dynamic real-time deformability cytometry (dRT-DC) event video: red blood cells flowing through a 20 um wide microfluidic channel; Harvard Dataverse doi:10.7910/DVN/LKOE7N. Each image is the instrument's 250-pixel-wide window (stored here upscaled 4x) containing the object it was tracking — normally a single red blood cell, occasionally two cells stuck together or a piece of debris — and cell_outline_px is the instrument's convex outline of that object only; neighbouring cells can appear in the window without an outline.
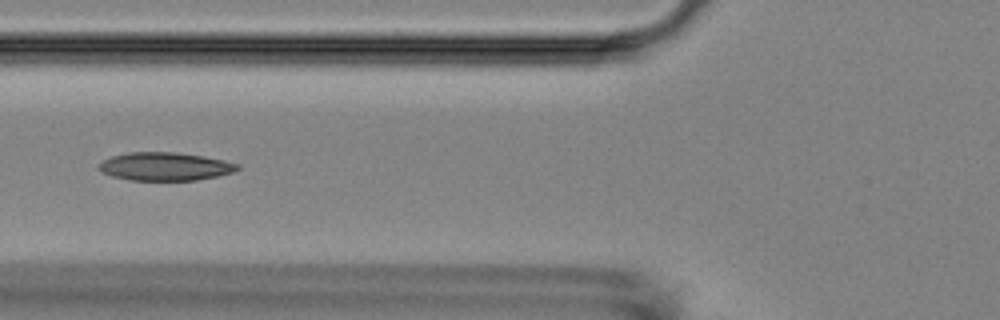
{"species": "Egyptian fruit bat (a non-hibernating species)", "species_latin": "Rousettus aegyptiacus", "temperature_condition": "room temperature", "stored_images_in_passage": 10, "camera_frame_rate_fps": 3000, "um_per_image_px": 0.085, "animal": {"sex": "female"}, "frame": {"image": 1, "passage_image": 6, "time_ms": 6.0, "image_size_px": [1000, 320], "cell_outline_px": [[240, 168], [232, 172], [216, 176], [196, 180], [128, 180], [112, 176], [100, 172], [96, 168], [104, 160], [112, 156], [128, 152], [176, 152], [204, 156], [224, 160], [240, 164]], "centroid_in_image_um": [14.01, 14.15], "position_along_channel_um": 111.8, "area_um2": 22.83}}
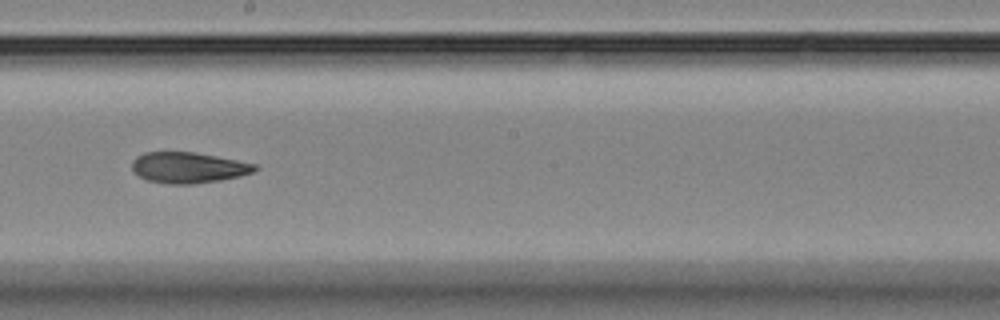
{"frame": {"image": 2, "passage_image": 9, "time_ms": 9.333, "image_size_px": [1000, 320], "cell_outline_px": [[260, 168], [252, 172], [240, 176], [220, 180], [192, 184], [168, 184], [144, 180], [132, 172], [132, 160], [136, 156], [144, 152], [192, 152], [216, 156], [256, 164]], "centroid_in_image_um": [15.95, 14.25], "position_along_channel_um": 232.2, "area_um2": 22.25}}
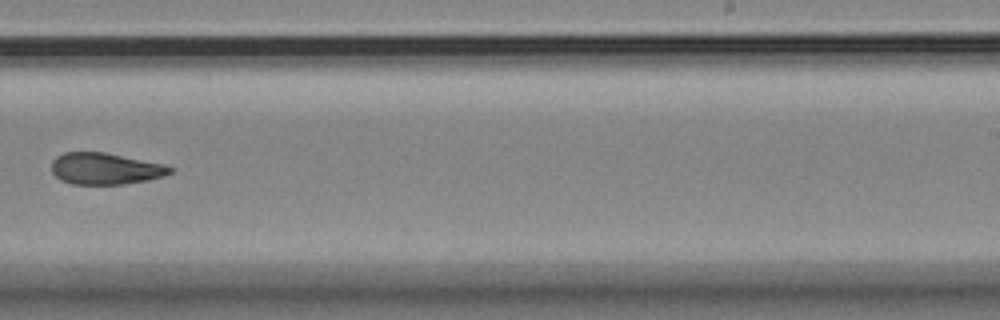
{"frame": {"image": 3, "passage_image": 10, "time_ms": 10.667, "image_size_px": [1000, 320], "cell_outline_px": [[176, 168], [172, 172], [164, 176], [148, 180], [124, 184], [72, 184], [60, 180], [52, 172], [52, 160], [56, 156], [64, 152], [104, 152], [164, 164]], "centroid_in_image_um": [8.96, 14.33], "position_along_channel_um": 280.0, "area_um2": 21.91}}